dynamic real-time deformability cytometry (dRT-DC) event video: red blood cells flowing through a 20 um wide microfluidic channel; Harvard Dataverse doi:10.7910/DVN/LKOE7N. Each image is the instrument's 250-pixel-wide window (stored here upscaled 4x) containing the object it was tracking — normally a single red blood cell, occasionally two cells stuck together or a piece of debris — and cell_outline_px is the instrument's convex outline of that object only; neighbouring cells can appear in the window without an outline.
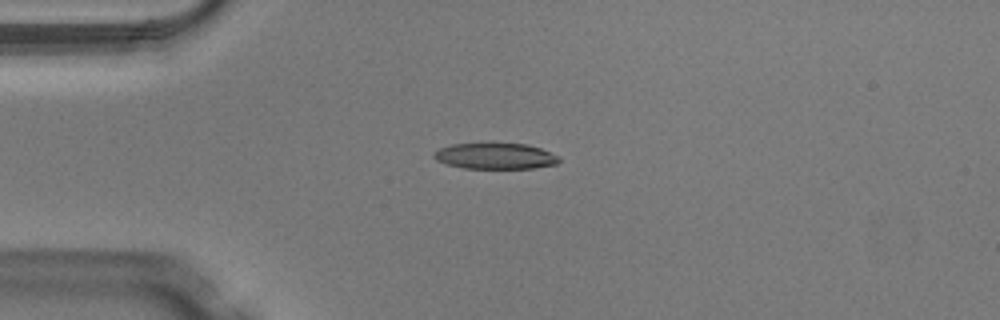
{"species": "Egyptian fruit bat (a non-hibernating species)", "species_latin": "Rousettus aegyptiacus", "temperature_condition": "warm", "stored_images_in_passage": 38, "camera_frame_rate_fps": 3000, "um_per_image_px": 0.085, "animal": {"sex": "male"}, "frame": {"image": 1, "passage_image": 1, "time_ms": 0.0, "image_size_px": [1000, 320], "cell_outline_px": [[560, 160], [556, 164], [536, 168], [464, 168], [444, 164], [436, 160], [432, 156], [440, 148], [452, 144], [528, 144], [540, 148], [560, 156]], "centroid_in_image_um": [42.12, 13.27], "position_along_channel_um": 42.9, "area_um2": 18.84}}
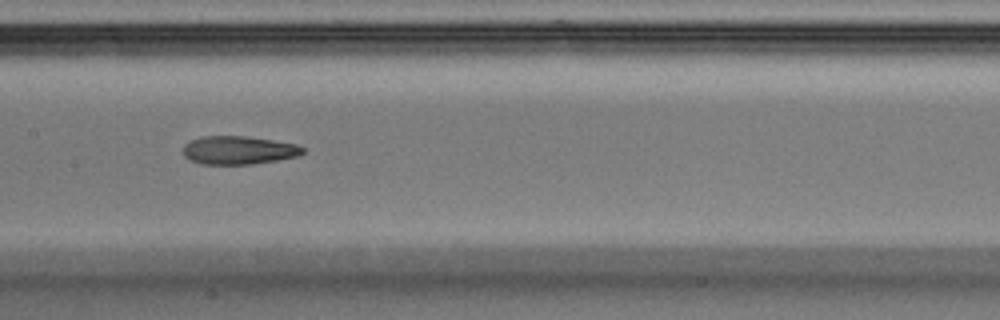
{"frame": {"image": 2, "passage_image": 13, "time_ms": 4.0, "image_size_px": [1000, 320], "cell_outline_px": [[304, 152], [300, 156], [252, 164], [200, 164], [184, 156], [184, 144], [200, 136], [244, 136], [272, 140], [296, 144], [304, 148]], "centroid_in_image_um": [20.29, 12.76], "position_along_channel_um": 187.1, "area_um2": 19.65}}
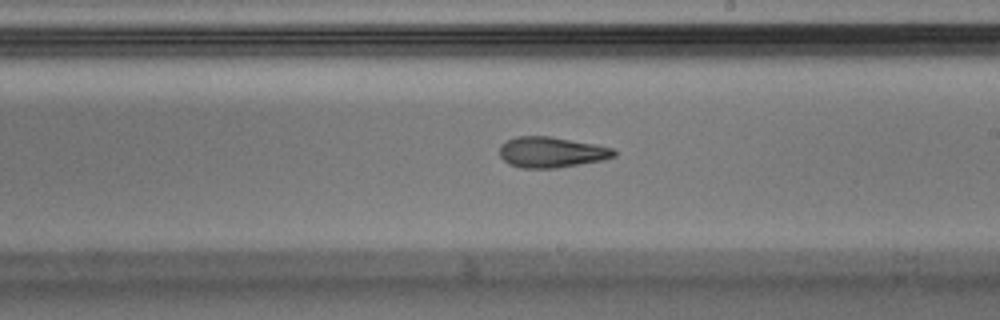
{"frame": {"image": 3, "passage_image": 17, "time_ms": 5.333, "image_size_px": [1000, 320], "cell_outline_px": [[616, 156], [600, 160], [580, 164], [556, 168], [520, 168], [508, 164], [500, 156], [500, 144], [516, 136], [548, 136], [592, 144], [612, 148], [616, 152]], "centroid_in_image_um": [46.82, 12.94], "position_along_channel_um": 242.2, "area_um2": 20.23}, "authors_computed_cell_mechanics": {"area_um2": 20.9236, "velocity_mm_per_s": 4.1348, "shape_relaxation_time_tau1_ms": 5.8926, "shape_relaxation_time_tau2_ms": 3.4946, "deformation_change_tau1": 0.2097, "deformation_change_tau2": 0.114}}